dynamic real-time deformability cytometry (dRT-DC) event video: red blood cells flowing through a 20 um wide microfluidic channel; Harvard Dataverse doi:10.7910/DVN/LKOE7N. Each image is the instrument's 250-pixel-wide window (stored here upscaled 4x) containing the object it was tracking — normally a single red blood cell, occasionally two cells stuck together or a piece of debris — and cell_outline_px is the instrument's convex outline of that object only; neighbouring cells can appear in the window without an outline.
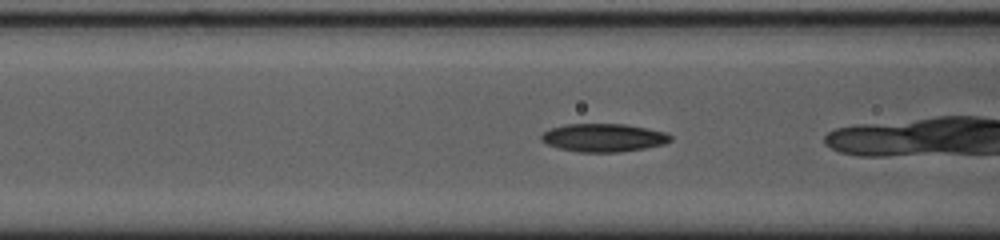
{"species": "common noctule bat (a hibernating species)", "species_latin": "Nyctalus noctula", "temperature_condition": "cold", "stored_images_in_passage": 23, "camera_frame_rate_fps": 3000, "um_per_image_px": 0.085, "animal": {"sex": "female", "body_mass_g": 23.0, "forearm_length_mm": 53.4}, "frame": {"image": 1, "passage_image": 17, "time_ms": 5.333, "image_size_px": [1000, 240], "cell_outline_px": [[672, 140], [664, 144], [644, 148], [616, 152], [580, 152], [560, 148], [548, 144], [540, 140], [540, 136], [544, 132], [552, 128], [568, 124], [624, 124], [664, 132], [672, 136]], "centroid_in_image_um": [51.29, 11.7], "position_along_channel_um": 115.3, "area_um2": 20.87}}
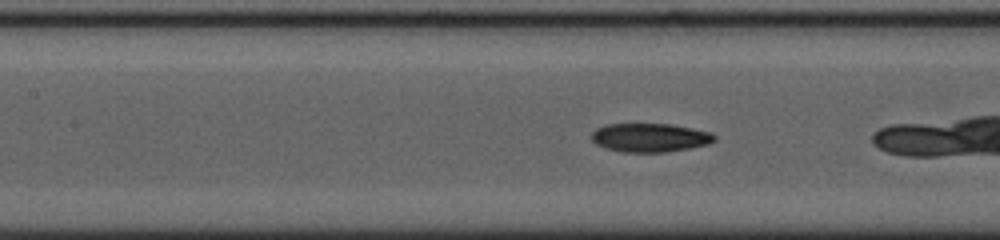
{"frame": {"image": 2, "passage_image": 20, "time_ms": 6.333, "image_size_px": [1000, 240], "cell_outline_px": [[716, 140], [708, 144], [688, 148], [664, 152], [624, 152], [608, 148], [596, 144], [592, 140], [592, 132], [596, 128], [608, 124], [668, 124], [708, 132], [716, 136]], "centroid_in_image_um": [55.22, 11.7], "position_along_channel_um": 152.2, "area_um2": 20.17}}